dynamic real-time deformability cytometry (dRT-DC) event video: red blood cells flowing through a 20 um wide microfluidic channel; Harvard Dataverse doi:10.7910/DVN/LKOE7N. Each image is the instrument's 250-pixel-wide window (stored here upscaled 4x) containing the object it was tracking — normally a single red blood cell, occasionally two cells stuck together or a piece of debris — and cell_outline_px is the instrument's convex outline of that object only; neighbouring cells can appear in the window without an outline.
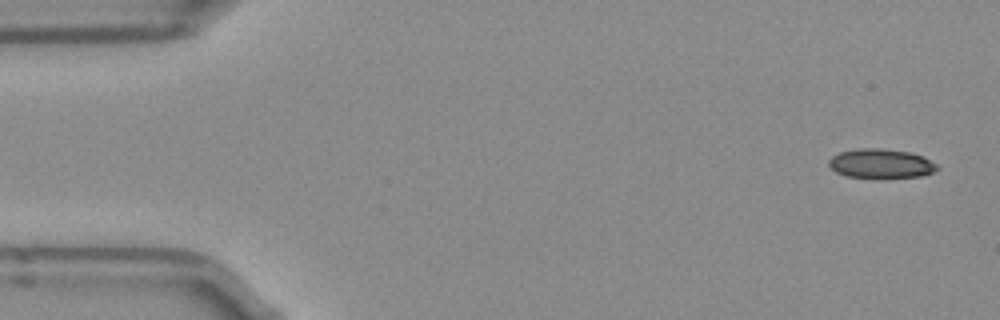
{"species": "Egyptian fruit bat (a non-hibernating species)", "species_latin": "Rousettus aegyptiacus", "temperature_condition": "room temperature", "stored_images_in_passage": 6, "camera_frame_rate_fps": 3000, "um_per_image_px": 0.085, "frame": {"image": 1, "passage_image": 1, "time_ms": 0.0, "image_size_px": [1000, 320], "cell_outline_px": [[940, 168], [932, 172], [920, 176], [848, 176], [836, 172], [828, 164], [828, 160], [832, 156], [840, 152], [856, 148], [880, 148], [912, 152], [936, 164]], "centroid_in_image_um": [74.85, 13.86], "position_along_channel_um": 10.2, "area_um2": 17.92}}
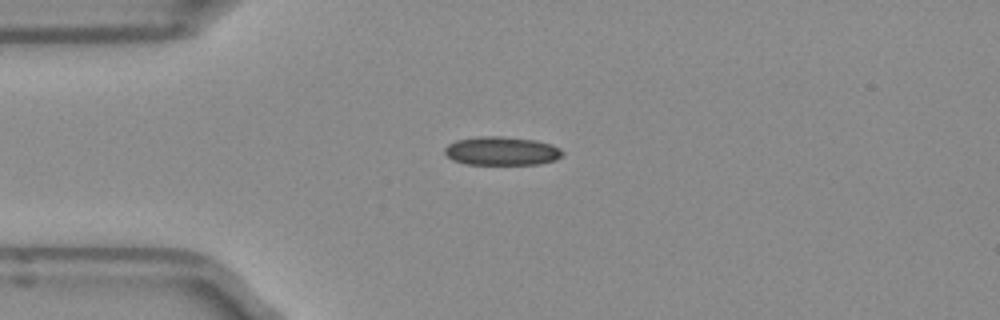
{"frame": {"image": 2, "passage_image": 3, "time_ms": 0.667, "image_size_px": [1000, 320], "cell_outline_px": [[564, 152], [556, 160], [540, 164], [464, 164], [452, 160], [444, 152], [444, 148], [448, 144], [456, 140], [480, 136], [500, 136], [536, 140], [552, 144], [560, 148]], "centroid_in_image_um": [42.64, 12.83], "position_along_channel_um": 42.4, "area_um2": 19.77}}
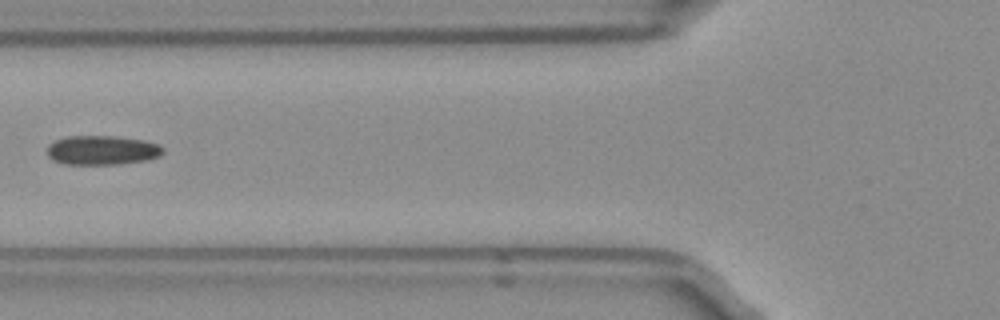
{"frame": {"image": 3, "passage_image": 5, "time_ms": 1.333, "image_size_px": [1000, 320], "cell_outline_px": [[164, 152], [160, 156], [148, 160], [116, 164], [64, 164], [52, 160], [48, 156], [48, 144], [56, 140], [68, 136], [112, 136], [144, 140], [156, 144], [164, 148]], "centroid_in_image_um": [8.67, 12.77], "position_along_channel_um": 117.1, "area_um2": 19.77}}